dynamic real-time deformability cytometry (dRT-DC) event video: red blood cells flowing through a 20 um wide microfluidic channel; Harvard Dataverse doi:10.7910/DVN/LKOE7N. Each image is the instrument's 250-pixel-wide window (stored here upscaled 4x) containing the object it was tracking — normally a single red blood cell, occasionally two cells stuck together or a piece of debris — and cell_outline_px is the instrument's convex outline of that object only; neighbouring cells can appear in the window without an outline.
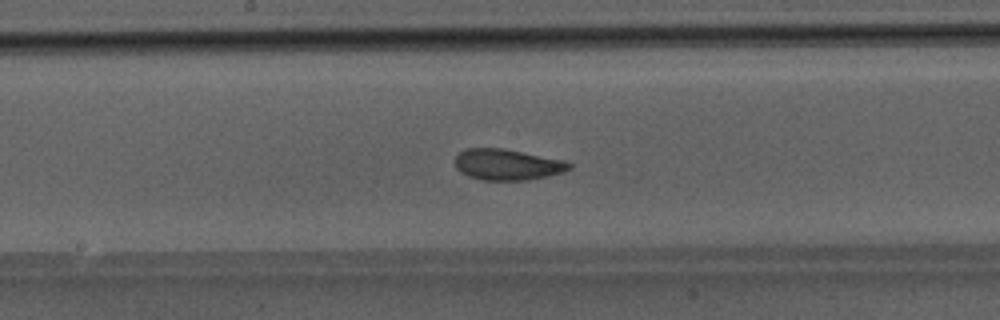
{"species": "Egyptian fruit bat (a non-hibernating species)", "species_latin": "Rousettus aegyptiacus", "temperature_condition": "room temperature", "stored_images_in_passage": 47, "camera_frame_rate_fps": 3000, "um_per_image_px": 0.085, "animal": {"sex": "male"}, "frame": {"image": 1, "passage_image": 24, "time_ms": 7.667, "image_size_px": [1000, 320], "cell_outline_px": [[572, 168], [564, 172], [528, 180], [480, 180], [468, 176], [460, 172], [456, 168], [456, 156], [460, 152], [468, 148], [504, 148], [564, 160], [572, 164]], "centroid_in_image_um": [43.13, 13.99], "position_along_channel_um": 205.1, "area_um2": 20.69}}
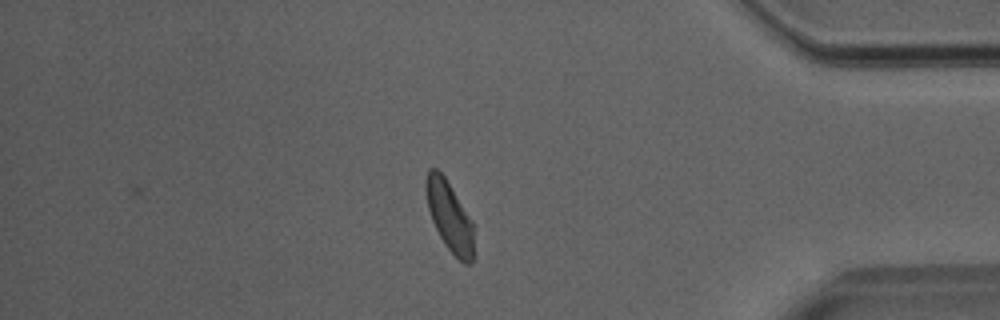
{"frame": {"image": 2, "passage_image": 40, "time_ms": 13.0, "image_size_px": [1000, 320], "cell_outline_px": [[472, 264], [464, 264], [444, 244], [432, 220], [428, 208], [424, 184], [424, 180], [428, 168], [436, 168], [444, 176], [472, 220]], "centroid_in_image_um": [38.17, 18.34], "position_along_channel_um": 397.0, "area_um2": 19.19}}
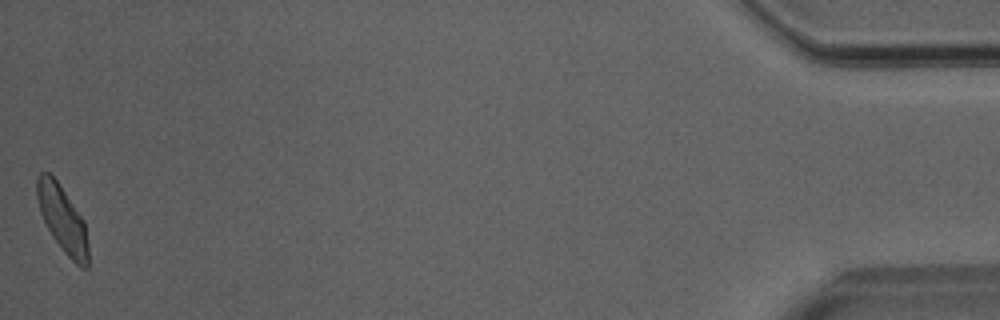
{"frame": {"image": 3, "passage_image": 47, "time_ms": 15.333, "image_size_px": [1000, 320], "cell_outline_px": [[88, 268], [80, 268], [60, 248], [52, 236], [40, 212], [36, 196], [36, 180], [40, 172], [48, 172], [56, 180], [84, 220], [88, 244]], "centroid_in_image_um": [5.31, 18.64], "position_along_channel_um": 429.9, "area_um2": 19.71}}